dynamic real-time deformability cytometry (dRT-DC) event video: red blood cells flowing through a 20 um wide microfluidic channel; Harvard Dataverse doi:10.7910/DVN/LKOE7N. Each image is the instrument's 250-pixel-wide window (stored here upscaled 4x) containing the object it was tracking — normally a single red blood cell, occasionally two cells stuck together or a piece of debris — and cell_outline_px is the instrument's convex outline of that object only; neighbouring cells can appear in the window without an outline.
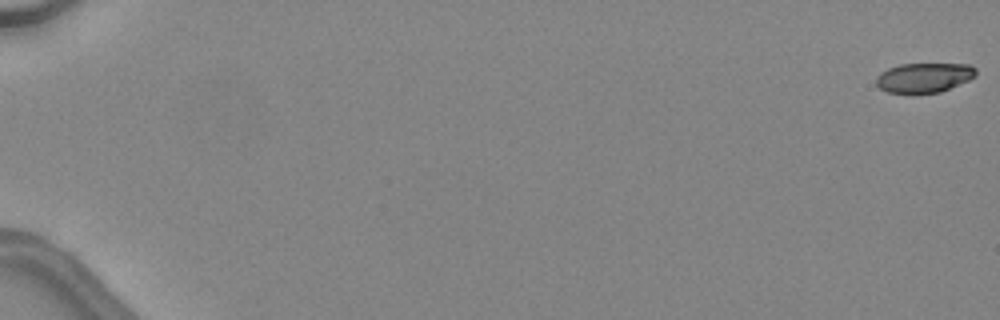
{"species": "common noctule bat (a hibernating species)", "species_latin": "Nyctalus noctula", "temperature_condition": "warm", "stored_images_in_passage": 49, "camera_frame_rate_fps": 3000, "um_per_image_px": 0.085, "animal": {"sex": "female", "body_mass_g": 24.6, "forearm_length_mm": 56.2}, "frame": {"image": 1, "passage_image": 1, "time_ms": 0.0, "image_size_px": [1000, 320], "cell_outline_px": [[976, 76], [968, 80], [940, 92], [912, 96], [888, 92], [880, 88], [876, 84], [876, 76], [880, 72], [888, 68], [900, 64], [972, 64], [976, 68]], "centroid_in_image_um": [78.51, 6.63], "position_along_channel_um": 6.5, "area_um2": 17.8}}
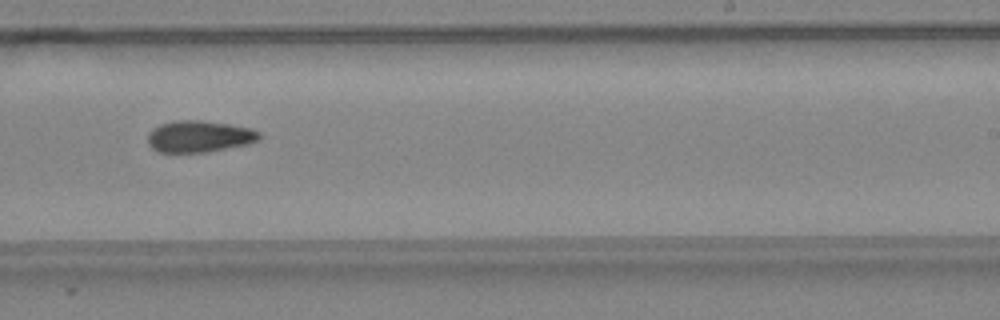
{"frame": {"image": 2, "passage_image": 33, "time_ms": 10.667, "image_size_px": [1000, 320], "cell_outline_px": [[260, 140], [248, 144], [208, 152], [160, 152], [152, 148], [148, 144], [148, 132], [152, 128], [160, 124], [176, 120], [200, 120], [228, 124], [248, 128], [260, 132]], "centroid_in_image_um": [16.92, 11.6], "position_along_channel_um": 272.1, "area_um2": 20.58}}
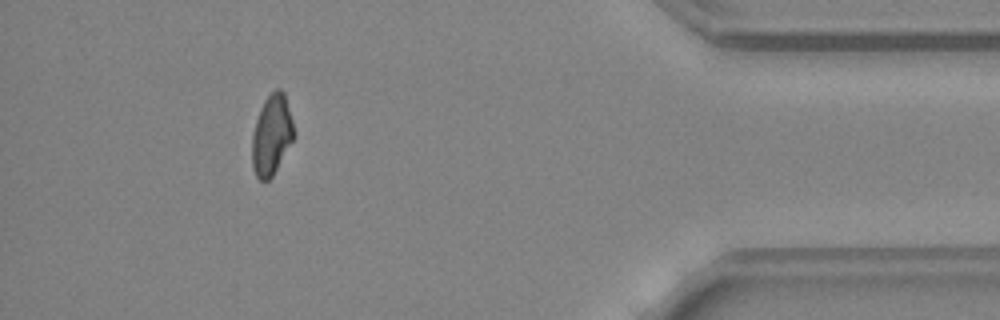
{"frame": {"image": 3, "passage_image": 45, "time_ms": 14.667, "image_size_px": [1000, 320], "cell_outline_px": [[296, 136], [272, 176], [268, 180], [260, 180], [256, 176], [252, 168], [252, 136], [256, 120], [260, 108], [264, 100], [276, 88], [280, 88], [284, 92], [292, 120]], "centroid_in_image_um": [23.1, 11.47], "position_along_channel_um": 412.1, "area_um2": 19.59}, "authors_computed_cell_mechanics": {"area_um2": 19.7676, "velocity_mm_per_s": 4.5686, "shape_relaxation_time_tau1_ms": 8.5051, "shape_relaxation_time_tau2_ms": 5.6898, "deformation_change_tau1": 0.219, "deformation_change_tau2": 0.1435}}